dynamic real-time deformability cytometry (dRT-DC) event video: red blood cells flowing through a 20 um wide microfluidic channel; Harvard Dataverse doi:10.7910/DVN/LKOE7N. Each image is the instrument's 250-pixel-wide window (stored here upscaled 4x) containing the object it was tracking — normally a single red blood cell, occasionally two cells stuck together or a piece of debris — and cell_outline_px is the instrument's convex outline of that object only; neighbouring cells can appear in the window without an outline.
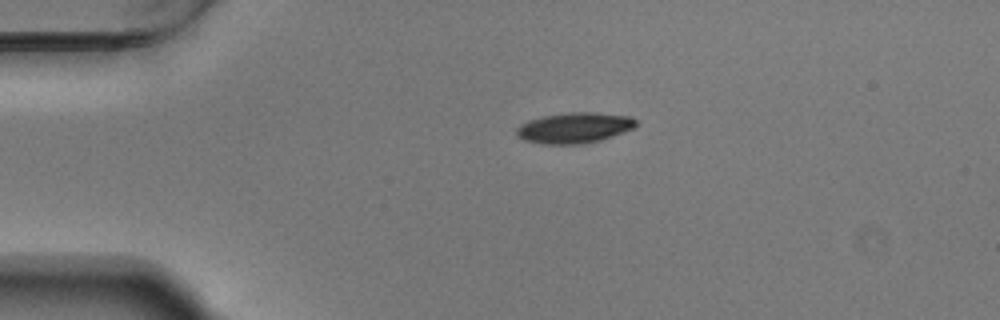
{"species": "Egyptian fruit bat (a non-hibernating species)", "species_latin": "Rousettus aegyptiacus", "temperature_condition": "warm", "stored_images_in_passage": 43, "camera_frame_rate_fps": 3000, "um_per_image_px": 0.085, "animal": {"sex": "male"}, "frame": {"image": 1, "passage_image": 1, "time_ms": 0.0, "image_size_px": [1000, 320], "cell_outline_px": [[636, 128], [600, 140], [580, 144], [544, 144], [524, 140], [516, 136], [516, 128], [520, 124], [528, 120], [544, 116], [572, 112], [592, 112], [632, 116], [636, 120]], "centroid_in_image_um": [48.82, 10.86], "position_along_channel_um": 36.2, "area_um2": 21.39}}
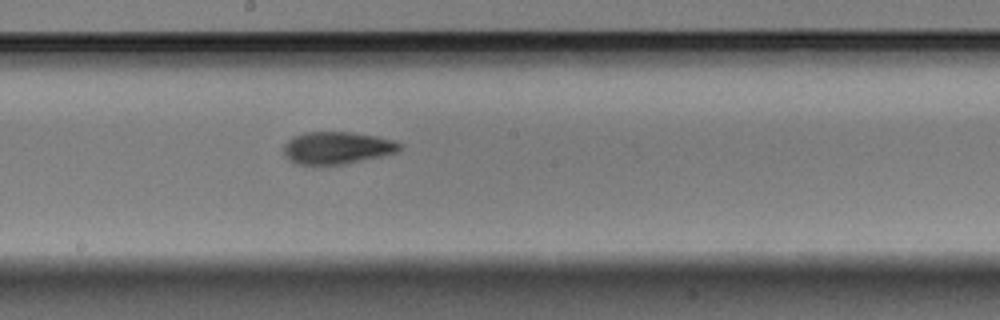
{"frame": {"image": 2, "passage_image": 19, "time_ms": 6.0, "image_size_px": [1000, 320], "cell_outline_px": [[404, 144], [396, 152], [380, 156], [344, 164], [320, 168], [312, 168], [296, 164], [288, 160], [284, 152], [284, 144], [292, 136], [304, 132], [352, 132], [376, 136], [392, 140]], "centroid_in_image_um": [28.57, 12.61], "position_along_channel_um": 219.6, "area_um2": 22.54}}
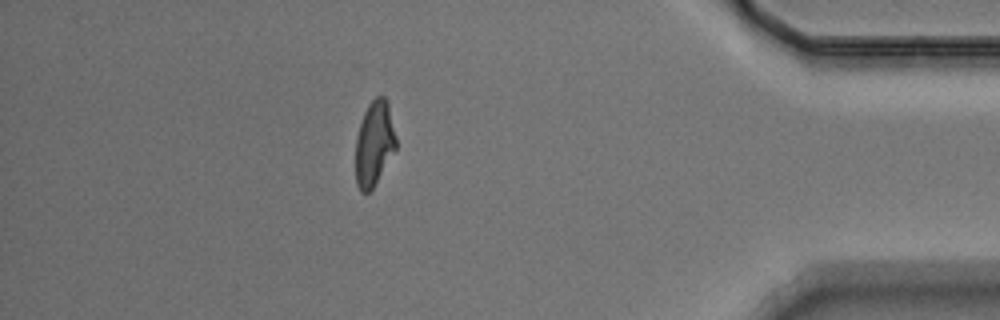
{"frame": {"image": 3, "passage_image": 37, "time_ms": 12.0, "image_size_px": [1000, 320], "cell_outline_px": [[396, 148], [372, 188], [368, 192], [360, 192], [356, 184], [356, 136], [364, 112], [368, 104], [376, 96], [384, 96], [388, 100], [396, 140]], "centroid_in_image_um": [31.8, 12.16], "position_along_channel_um": 403.4, "area_um2": 19.77}, "authors_computed_cell_mechanics": {"area_um2": 21.3282, "velocity_mm_per_s": 3.7246, "shape_relaxation_time_tau1_ms": 2.9538, "shape_relaxation_time_tau2_ms": 2.3752, "deformation_change_tau1": 0.1642, "deformation_change_tau2": 0.0925}}